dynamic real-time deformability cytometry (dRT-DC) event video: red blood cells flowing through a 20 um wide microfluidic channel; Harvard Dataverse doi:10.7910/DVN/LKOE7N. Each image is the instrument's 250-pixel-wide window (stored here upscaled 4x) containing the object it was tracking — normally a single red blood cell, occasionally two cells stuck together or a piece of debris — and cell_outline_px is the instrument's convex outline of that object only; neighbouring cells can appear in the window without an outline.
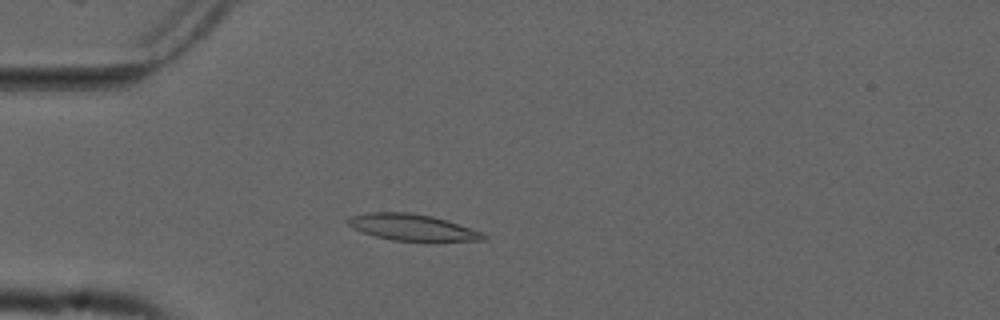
{"species": "common noctule bat (a hibernating species)", "species_latin": "Nyctalus noctula", "temperature_condition": "cold", "stored_images_in_passage": 50, "camera_frame_rate_fps": 3000, "um_per_image_px": 0.085, "animal": {"sex": "male", "forearm_length_mm": 52.5}, "frame": {"image": 1, "passage_image": 11, "time_ms": 3.333, "image_size_px": [1000, 320], "cell_outline_px": [[488, 236], [484, 240], [428, 244], [392, 240], [376, 236], [352, 228], [344, 220], [352, 216], [368, 212], [408, 212], [432, 216], [448, 220], [480, 232]], "centroid_in_image_um": [35.1, 19.37], "position_along_channel_um": 49.9, "area_um2": 21.73}}
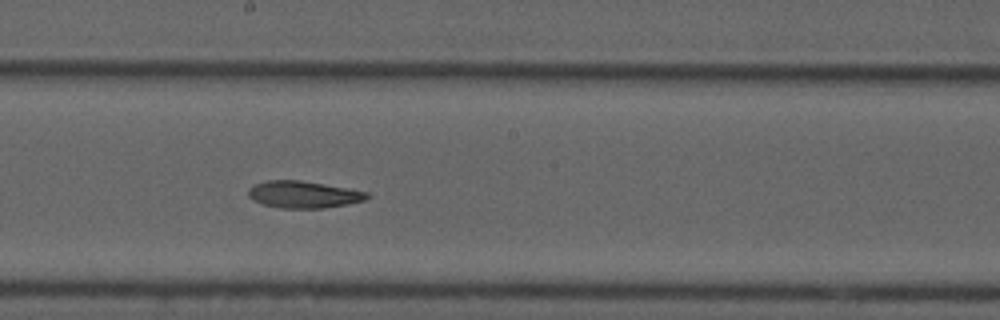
{"frame": {"image": 2, "passage_image": 26, "time_ms": 8.333, "image_size_px": [1000, 320], "cell_outline_px": [[372, 196], [364, 200], [348, 204], [324, 208], [280, 208], [264, 204], [248, 196], [248, 188], [252, 184], [268, 180], [300, 180], [368, 192]], "centroid_in_image_um": [25.79, 16.53], "position_along_channel_um": 222.4, "area_um2": 18.55}}
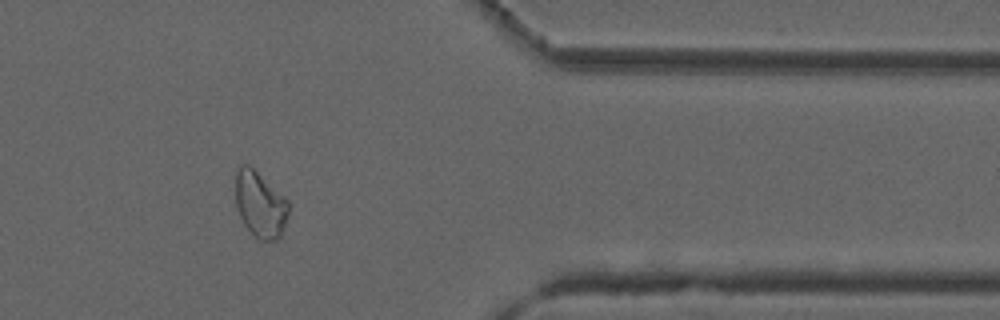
{"frame": {"image": 3, "passage_image": 41, "time_ms": 13.333, "image_size_px": [1000, 320], "cell_outline_px": [[288, 212], [280, 236], [276, 240], [260, 240], [244, 224], [240, 216], [236, 204], [236, 172], [244, 164], [248, 164], [284, 196], [288, 200]], "centroid_in_image_um": [22.11, 17.38], "position_along_channel_um": 389.3, "area_um2": 19.83}}